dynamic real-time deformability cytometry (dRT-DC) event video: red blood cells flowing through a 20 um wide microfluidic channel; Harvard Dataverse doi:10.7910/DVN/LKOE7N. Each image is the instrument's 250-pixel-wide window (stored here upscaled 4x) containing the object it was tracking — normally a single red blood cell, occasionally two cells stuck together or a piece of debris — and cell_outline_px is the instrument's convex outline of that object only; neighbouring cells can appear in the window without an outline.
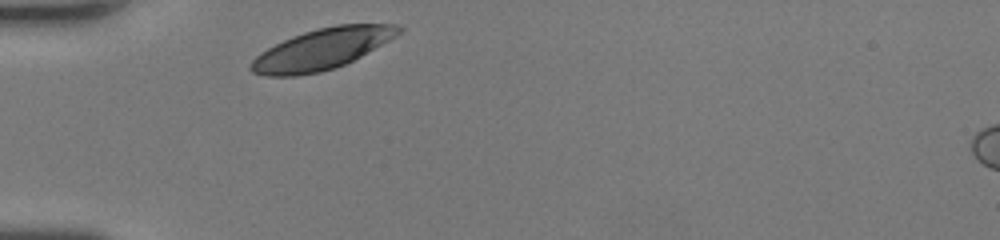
{"species": "human", "species_latin": "Homo sapiens", "temperature_condition": "room temperature", "stored_images_in_passage": 25, "camera_frame_rate_fps": 3000, "um_per_image_px": 0.085, "donor": {"sex": "female"}, "frame": {"image": 1, "passage_image": 1, "time_ms": 0.0, "image_size_px": [1000, 240], "cell_outline_px": [[404, 32], [360, 56], [336, 68], [320, 72], [296, 76], [264, 76], [252, 72], [248, 68], [252, 60], [260, 52], [292, 36], [316, 28], [336, 24], [396, 24], [404, 28]], "centroid_in_image_um": [27.37, 4.17], "position_along_channel_um": 57.6, "area_um2": 35.2}}
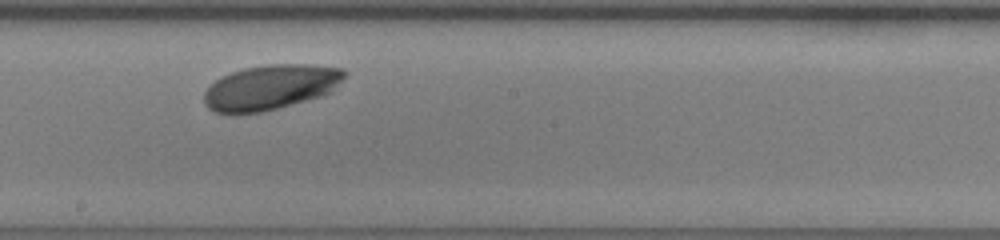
{"frame": {"image": 2, "passage_image": 14, "time_ms": 4.333, "image_size_px": [1000, 240], "cell_outline_px": [[348, 72], [332, 92], [324, 96], [260, 112], [232, 116], [216, 112], [208, 108], [204, 104], [204, 92], [216, 80], [232, 72], [244, 68], [268, 64], [308, 64], [344, 68]], "centroid_in_image_um": [23.01, 7.43], "position_along_channel_um": 225.2, "area_um2": 37.22}}
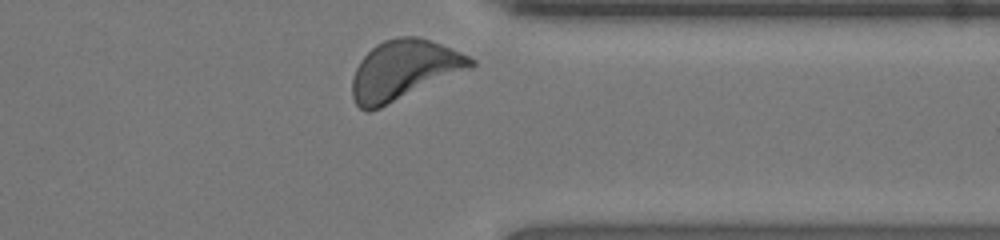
{"frame": {"image": 3, "passage_image": 25, "time_ms": 8.0, "image_size_px": [1000, 240], "cell_outline_px": [[476, 64], [472, 68], [380, 108], [368, 112], [360, 108], [356, 104], [352, 96], [352, 76], [360, 60], [376, 44], [384, 40], [396, 36], [416, 36], [440, 44], [460, 52], [476, 60]], "centroid_in_image_um": [34.31, 5.96], "position_along_channel_um": 377.1, "area_um2": 41.04}, "authors_computed_cell_mechanics": {"area_um2": 36.8186, "velocity_mm_per_s": 4.1601, "shape_relaxation_time_tau1_ms": 1.0875, "shape_relaxation_time_tau2_ms": null, "deformation_change_tau1": 0.0705, "deformation_change_tau2": null}}